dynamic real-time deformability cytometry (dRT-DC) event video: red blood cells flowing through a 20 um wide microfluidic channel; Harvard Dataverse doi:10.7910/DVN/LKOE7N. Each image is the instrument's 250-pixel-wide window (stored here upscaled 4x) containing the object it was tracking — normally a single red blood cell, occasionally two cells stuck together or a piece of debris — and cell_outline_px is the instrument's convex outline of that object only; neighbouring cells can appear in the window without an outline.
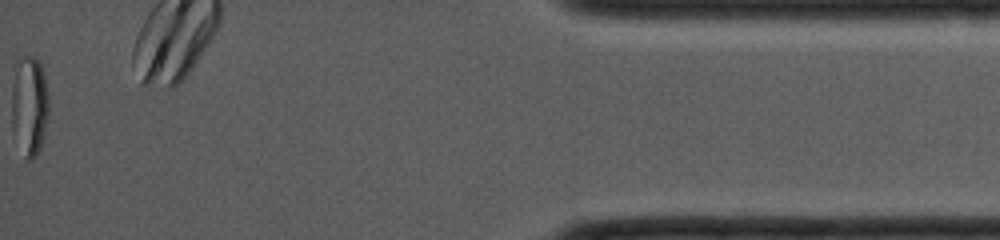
{"species": "common noctule bat (a hibernating species)", "species_latin": "Nyctalus noctula", "temperature_condition": "cold", "stored_images_in_passage": 26, "camera_frame_rate_fps": 4000, "um_per_image_px": 0.085, "animal": {"sex": "female", "body_mass_g": 19.0, "forearm_length_mm": 53.3}, "frame": {"image": 1, "passage_image": 26, "time_ms": 11.0, "image_size_px": [1000, 240], "cell_outline_px": [[48, 116], [40, 148], [36, 156], [32, 160], [28, 160], [12, 132], [12, 84], [20, 56], [36, 56], [44, 72], [48, 92]], "centroid_in_image_um": [2.51, 8.95], "position_along_channel_um": 432.7, "area_um2": 21.5}}